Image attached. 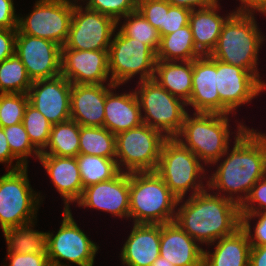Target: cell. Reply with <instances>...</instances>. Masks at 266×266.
I'll return each mask as SVG.
<instances>
[{"instance_id":"50","label":"cell","mask_w":266,"mask_h":266,"mask_svg":"<svg viewBox=\"0 0 266 266\" xmlns=\"http://www.w3.org/2000/svg\"><path fill=\"white\" fill-rule=\"evenodd\" d=\"M151 266H173L172 263H168L165 258L158 256V258L152 263Z\"/></svg>"},{"instance_id":"8","label":"cell","mask_w":266,"mask_h":266,"mask_svg":"<svg viewBox=\"0 0 266 266\" xmlns=\"http://www.w3.org/2000/svg\"><path fill=\"white\" fill-rule=\"evenodd\" d=\"M115 136V159L120 171H156L162 146L168 139L162 132L142 123Z\"/></svg>"},{"instance_id":"17","label":"cell","mask_w":266,"mask_h":266,"mask_svg":"<svg viewBox=\"0 0 266 266\" xmlns=\"http://www.w3.org/2000/svg\"><path fill=\"white\" fill-rule=\"evenodd\" d=\"M71 88L72 84L62 75L33 81L27 93L29 103L51 124L66 122L71 119Z\"/></svg>"},{"instance_id":"6","label":"cell","mask_w":266,"mask_h":266,"mask_svg":"<svg viewBox=\"0 0 266 266\" xmlns=\"http://www.w3.org/2000/svg\"><path fill=\"white\" fill-rule=\"evenodd\" d=\"M155 172L178 199H184L190 189L191 196L205 190L200 180L205 175L200 159L175 138L164 142Z\"/></svg>"},{"instance_id":"3","label":"cell","mask_w":266,"mask_h":266,"mask_svg":"<svg viewBox=\"0 0 266 266\" xmlns=\"http://www.w3.org/2000/svg\"><path fill=\"white\" fill-rule=\"evenodd\" d=\"M256 23L254 12H232L210 56L251 72L266 87L257 70L258 52L265 38Z\"/></svg>"},{"instance_id":"22","label":"cell","mask_w":266,"mask_h":266,"mask_svg":"<svg viewBox=\"0 0 266 266\" xmlns=\"http://www.w3.org/2000/svg\"><path fill=\"white\" fill-rule=\"evenodd\" d=\"M161 224H134L121 250L126 266H151L160 256Z\"/></svg>"},{"instance_id":"14","label":"cell","mask_w":266,"mask_h":266,"mask_svg":"<svg viewBox=\"0 0 266 266\" xmlns=\"http://www.w3.org/2000/svg\"><path fill=\"white\" fill-rule=\"evenodd\" d=\"M216 81L220 97V114L226 115L249 103L266 88L251 72L217 59Z\"/></svg>"},{"instance_id":"24","label":"cell","mask_w":266,"mask_h":266,"mask_svg":"<svg viewBox=\"0 0 266 266\" xmlns=\"http://www.w3.org/2000/svg\"><path fill=\"white\" fill-rule=\"evenodd\" d=\"M119 87L114 85L107 91L105 100L104 124L113 134L133 129L143 123L142 112L135 92L114 94L112 90Z\"/></svg>"},{"instance_id":"27","label":"cell","mask_w":266,"mask_h":266,"mask_svg":"<svg viewBox=\"0 0 266 266\" xmlns=\"http://www.w3.org/2000/svg\"><path fill=\"white\" fill-rule=\"evenodd\" d=\"M178 63L157 60L154 79L170 94L186 103L192 91L193 60Z\"/></svg>"},{"instance_id":"23","label":"cell","mask_w":266,"mask_h":266,"mask_svg":"<svg viewBox=\"0 0 266 266\" xmlns=\"http://www.w3.org/2000/svg\"><path fill=\"white\" fill-rule=\"evenodd\" d=\"M39 162L50 176L55 188L64 200V209H70L71 202H77L83 192V185L76 157L40 155Z\"/></svg>"},{"instance_id":"4","label":"cell","mask_w":266,"mask_h":266,"mask_svg":"<svg viewBox=\"0 0 266 266\" xmlns=\"http://www.w3.org/2000/svg\"><path fill=\"white\" fill-rule=\"evenodd\" d=\"M182 202L155 171L129 173V217L134 224L174 222L175 208Z\"/></svg>"},{"instance_id":"41","label":"cell","mask_w":266,"mask_h":266,"mask_svg":"<svg viewBox=\"0 0 266 266\" xmlns=\"http://www.w3.org/2000/svg\"><path fill=\"white\" fill-rule=\"evenodd\" d=\"M258 204V207L254 204ZM241 213H266V175L251 188L247 198L240 204Z\"/></svg>"},{"instance_id":"31","label":"cell","mask_w":266,"mask_h":266,"mask_svg":"<svg viewBox=\"0 0 266 266\" xmlns=\"http://www.w3.org/2000/svg\"><path fill=\"white\" fill-rule=\"evenodd\" d=\"M76 160L83 189L90 185L113 179L121 172L115 158L78 154Z\"/></svg>"},{"instance_id":"11","label":"cell","mask_w":266,"mask_h":266,"mask_svg":"<svg viewBox=\"0 0 266 266\" xmlns=\"http://www.w3.org/2000/svg\"><path fill=\"white\" fill-rule=\"evenodd\" d=\"M74 0H37L28 16H18L17 33L47 39L60 45L65 44Z\"/></svg>"},{"instance_id":"12","label":"cell","mask_w":266,"mask_h":266,"mask_svg":"<svg viewBox=\"0 0 266 266\" xmlns=\"http://www.w3.org/2000/svg\"><path fill=\"white\" fill-rule=\"evenodd\" d=\"M99 246L91 241L73 219L71 210L63 211V220L57 234L48 232L47 256L51 266H69L67 260L78 266H93Z\"/></svg>"},{"instance_id":"15","label":"cell","mask_w":266,"mask_h":266,"mask_svg":"<svg viewBox=\"0 0 266 266\" xmlns=\"http://www.w3.org/2000/svg\"><path fill=\"white\" fill-rule=\"evenodd\" d=\"M15 53L32 82L61 75V46L53 41L17 33Z\"/></svg>"},{"instance_id":"35","label":"cell","mask_w":266,"mask_h":266,"mask_svg":"<svg viewBox=\"0 0 266 266\" xmlns=\"http://www.w3.org/2000/svg\"><path fill=\"white\" fill-rule=\"evenodd\" d=\"M22 124L32 144L42 152L48 145L53 124L30 103L25 109Z\"/></svg>"},{"instance_id":"21","label":"cell","mask_w":266,"mask_h":266,"mask_svg":"<svg viewBox=\"0 0 266 266\" xmlns=\"http://www.w3.org/2000/svg\"><path fill=\"white\" fill-rule=\"evenodd\" d=\"M175 222L161 224L160 256L173 266H203V251Z\"/></svg>"},{"instance_id":"7","label":"cell","mask_w":266,"mask_h":266,"mask_svg":"<svg viewBox=\"0 0 266 266\" xmlns=\"http://www.w3.org/2000/svg\"><path fill=\"white\" fill-rule=\"evenodd\" d=\"M137 86L134 92L144 112L143 123L162 132L167 138H175L183 126L186 103L170 94L155 79L139 81Z\"/></svg>"},{"instance_id":"33","label":"cell","mask_w":266,"mask_h":266,"mask_svg":"<svg viewBox=\"0 0 266 266\" xmlns=\"http://www.w3.org/2000/svg\"><path fill=\"white\" fill-rule=\"evenodd\" d=\"M31 85L32 80L16 53L0 62V93L27 94Z\"/></svg>"},{"instance_id":"45","label":"cell","mask_w":266,"mask_h":266,"mask_svg":"<svg viewBox=\"0 0 266 266\" xmlns=\"http://www.w3.org/2000/svg\"><path fill=\"white\" fill-rule=\"evenodd\" d=\"M17 29H0V62L15 53Z\"/></svg>"},{"instance_id":"16","label":"cell","mask_w":266,"mask_h":266,"mask_svg":"<svg viewBox=\"0 0 266 266\" xmlns=\"http://www.w3.org/2000/svg\"><path fill=\"white\" fill-rule=\"evenodd\" d=\"M61 75L71 84H104L109 79L108 50L61 47Z\"/></svg>"},{"instance_id":"48","label":"cell","mask_w":266,"mask_h":266,"mask_svg":"<svg viewBox=\"0 0 266 266\" xmlns=\"http://www.w3.org/2000/svg\"><path fill=\"white\" fill-rule=\"evenodd\" d=\"M241 6L236 11L243 12H260L266 15V0H239ZM256 10V11H255Z\"/></svg>"},{"instance_id":"20","label":"cell","mask_w":266,"mask_h":266,"mask_svg":"<svg viewBox=\"0 0 266 266\" xmlns=\"http://www.w3.org/2000/svg\"><path fill=\"white\" fill-rule=\"evenodd\" d=\"M216 83V59L210 55L194 59L192 91L186 106H192L195 112L220 114V97Z\"/></svg>"},{"instance_id":"49","label":"cell","mask_w":266,"mask_h":266,"mask_svg":"<svg viewBox=\"0 0 266 266\" xmlns=\"http://www.w3.org/2000/svg\"><path fill=\"white\" fill-rule=\"evenodd\" d=\"M249 266H266V246H251Z\"/></svg>"},{"instance_id":"29","label":"cell","mask_w":266,"mask_h":266,"mask_svg":"<svg viewBox=\"0 0 266 266\" xmlns=\"http://www.w3.org/2000/svg\"><path fill=\"white\" fill-rule=\"evenodd\" d=\"M35 220L3 230L7 253H46L48 232L32 229Z\"/></svg>"},{"instance_id":"40","label":"cell","mask_w":266,"mask_h":266,"mask_svg":"<svg viewBox=\"0 0 266 266\" xmlns=\"http://www.w3.org/2000/svg\"><path fill=\"white\" fill-rule=\"evenodd\" d=\"M258 218L255 225L254 236L251 231L250 222L253 218ZM241 227L248 235L251 246H266V213L265 212H253V213H241Z\"/></svg>"},{"instance_id":"47","label":"cell","mask_w":266,"mask_h":266,"mask_svg":"<svg viewBox=\"0 0 266 266\" xmlns=\"http://www.w3.org/2000/svg\"><path fill=\"white\" fill-rule=\"evenodd\" d=\"M170 5L184 7L189 10L204 9L211 6L217 0H164ZM197 6V7H196Z\"/></svg>"},{"instance_id":"18","label":"cell","mask_w":266,"mask_h":266,"mask_svg":"<svg viewBox=\"0 0 266 266\" xmlns=\"http://www.w3.org/2000/svg\"><path fill=\"white\" fill-rule=\"evenodd\" d=\"M76 203L79 207H90L129 218V173L121 171L113 179L84 188Z\"/></svg>"},{"instance_id":"43","label":"cell","mask_w":266,"mask_h":266,"mask_svg":"<svg viewBox=\"0 0 266 266\" xmlns=\"http://www.w3.org/2000/svg\"><path fill=\"white\" fill-rule=\"evenodd\" d=\"M8 258L9 266H51L47 253H7Z\"/></svg>"},{"instance_id":"9","label":"cell","mask_w":266,"mask_h":266,"mask_svg":"<svg viewBox=\"0 0 266 266\" xmlns=\"http://www.w3.org/2000/svg\"><path fill=\"white\" fill-rule=\"evenodd\" d=\"M27 167L0 176V227L3 230L37 220L40 193L30 187ZM41 197V198H40ZM40 198V199H39Z\"/></svg>"},{"instance_id":"1","label":"cell","mask_w":266,"mask_h":266,"mask_svg":"<svg viewBox=\"0 0 266 266\" xmlns=\"http://www.w3.org/2000/svg\"><path fill=\"white\" fill-rule=\"evenodd\" d=\"M237 129L232 151L229 153L227 149L223 155L227 158L220 162L206 186L208 190H218L215 194L220 196L221 192H228L226 197L240 205L256 182L266 175V134L242 123ZM238 192L244 196H235Z\"/></svg>"},{"instance_id":"10","label":"cell","mask_w":266,"mask_h":266,"mask_svg":"<svg viewBox=\"0 0 266 266\" xmlns=\"http://www.w3.org/2000/svg\"><path fill=\"white\" fill-rule=\"evenodd\" d=\"M113 36L108 50L111 83L120 86L136 74H140V81L154 79L156 53L145 43L126 37L119 30Z\"/></svg>"},{"instance_id":"34","label":"cell","mask_w":266,"mask_h":266,"mask_svg":"<svg viewBox=\"0 0 266 266\" xmlns=\"http://www.w3.org/2000/svg\"><path fill=\"white\" fill-rule=\"evenodd\" d=\"M125 21L119 31L126 37L133 38L148 45L155 53L160 46L159 31L154 28L142 15L136 10L124 16Z\"/></svg>"},{"instance_id":"44","label":"cell","mask_w":266,"mask_h":266,"mask_svg":"<svg viewBox=\"0 0 266 266\" xmlns=\"http://www.w3.org/2000/svg\"><path fill=\"white\" fill-rule=\"evenodd\" d=\"M13 0H0V29H17L18 16Z\"/></svg>"},{"instance_id":"38","label":"cell","mask_w":266,"mask_h":266,"mask_svg":"<svg viewBox=\"0 0 266 266\" xmlns=\"http://www.w3.org/2000/svg\"><path fill=\"white\" fill-rule=\"evenodd\" d=\"M86 8L113 18L117 25L121 18L137 10L138 0H81Z\"/></svg>"},{"instance_id":"46","label":"cell","mask_w":266,"mask_h":266,"mask_svg":"<svg viewBox=\"0 0 266 266\" xmlns=\"http://www.w3.org/2000/svg\"><path fill=\"white\" fill-rule=\"evenodd\" d=\"M16 158L12 155L6 136L4 134L3 127H0V163H7V167H12L11 170H16L24 167L23 165L12 166L13 160Z\"/></svg>"},{"instance_id":"2","label":"cell","mask_w":266,"mask_h":266,"mask_svg":"<svg viewBox=\"0 0 266 266\" xmlns=\"http://www.w3.org/2000/svg\"><path fill=\"white\" fill-rule=\"evenodd\" d=\"M214 193L205 189L189 196L176 210L174 222L201 244L212 245L241 227L240 205Z\"/></svg>"},{"instance_id":"5","label":"cell","mask_w":266,"mask_h":266,"mask_svg":"<svg viewBox=\"0 0 266 266\" xmlns=\"http://www.w3.org/2000/svg\"><path fill=\"white\" fill-rule=\"evenodd\" d=\"M185 115L180 133L175 137L192 151L203 164H218L229 148V116L219 113L194 112Z\"/></svg>"},{"instance_id":"37","label":"cell","mask_w":266,"mask_h":266,"mask_svg":"<svg viewBox=\"0 0 266 266\" xmlns=\"http://www.w3.org/2000/svg\"><path fill=\"white\" fill-rule=\"evenodd\" d=\"M28 103V94L0 93V127L22 123Z\"/></svg>"},{"instance_id":"25","label":"cell","mask_w":266,"mask_h":266,"mask_svg":"<svg viewBox=\"0 0 266 266\" xmlns=\"http://www.w3.org/2000/svg\"><path fill=\"white\" fill-rule=\"evenodd\" d=\"M218 0L204 9L192 10L189 17L194 46L202 55H210L217 45L224 22L232 14L221 17L218 14Z\"/></svg>"},{"instance_id":"36","label":"cell","mask_w":266,"mask_h":266,"mask_svg":"<svg viewBox=\"0 0 266 266\" xmlns=\"http://www.w3.org/2000/svg\"><path fill=\"white\" fill-rule=\"evenodd\" d=\"M12 155L16 158V165L28 167V157L33 154L39 158L41 152L32 144L22 123L3 127Z\"/></svg>"},{"instance_id":"13","label":"cell","mask_w":266,"mask_h":266,"mask_svg":"<svg viewBox=\"0 0 266 266\" xmlns=\"http://www.w3.org/2000/svg\"><path fill=\"white\" fill-rule=\"evenodd\" d=\"M74 0L68 37L62 47L74 50H109L117 22L105 14L77 5Z\"/></svg>"},{"instance_id":"42","label":"cell","mask_w":266,"mask_h":266,"mask_svg":"<svg viewBox=\"0 0 266 266\" xmlns=\"http://www.w3.org/2000/svg\"><path fill=\"white\" fill-rule=\"evenodd\" d=\"M191 11L184 7L171 5L168 11H165L164 25L159 31L160 37L171 34L188 25Z\"/></svg>"},{"instance_id":"19","label":"cell","mask_w":266,"mask_h":266,"mask_svg":"<svg viewBox=\"0 0 266 266\" xmlns=\"http://www.w3.org/2000/svg\"><path fill=\"white\" fill-rule=\"evenodd\" d=\"M115 84H72L70 115L80 126L103 127L107 91Z\"/></svg>"},{"instance_id":"32","label":"cell","mask_w":266,"mask_h":266,"mask_svg":"<svg viewBox=\"0 0 266 266\" xmlns=\"http://www.w3.org/2000/svg\"><path fill=\"white\" fill-rule=\"evenodd\" d=\"M79 154L116 158V136L105 127L80 126Z\"/></svg>"},{"instance_id":"26","label":"cell","mask_w":266,"mask_h":266,"mask_svg":"<svg viewBox=\"0 0 266 266\" xmlns=\"http://www.w3.org/2000/svg\"><path fill=\"white\" fill-rule=\"evenodd\" d=\"M216 242L213 253L203 251V266H249L251 244L242 227Z\"/></svg>"},{"instance_id":"30","label":"cell","mask_w":266,"mask_h":266,"mask_svg":"<svg viewBox=\"0 0 266 266\" xmlns=\"http://www.w3.org/2000/svg\"><path fill=\"white\" fill-rule=\"evenodd\" d=\"M79 132L80 125L71 119L63 123L54 124L48 145L40 155L76 157L79 154ZM47 148H49V151Z\"/></svg>"},{"instance_id":"39","label":"cell","mask_w":266,"mask_h":266,"mask_svg":"<svg viewBox=\"0 0 266 266\" xmlns=\"http://www.w3.org/2000/svg\"><path fill=\"white\" fill-rule=\"evenodd\" d=\"M171 5L164 0H138L137 10L158 31L164 25L165 11Z\"/></svg>"},{"instance_id":"28","label":"cell","mask_w":266,"mask_h":266,"mask_svg":"<svg viewBox=\"0 0 266 266\" xmlns=\"http://www.w3.org/2000/svg\"><path fill=\"white\" fill-rule=\"evenodd\" d=\"M201 56L194 46L189 24L171 34L161 36L156 53V59L162 61H190Z\"/></svg>"}]
</instances>
